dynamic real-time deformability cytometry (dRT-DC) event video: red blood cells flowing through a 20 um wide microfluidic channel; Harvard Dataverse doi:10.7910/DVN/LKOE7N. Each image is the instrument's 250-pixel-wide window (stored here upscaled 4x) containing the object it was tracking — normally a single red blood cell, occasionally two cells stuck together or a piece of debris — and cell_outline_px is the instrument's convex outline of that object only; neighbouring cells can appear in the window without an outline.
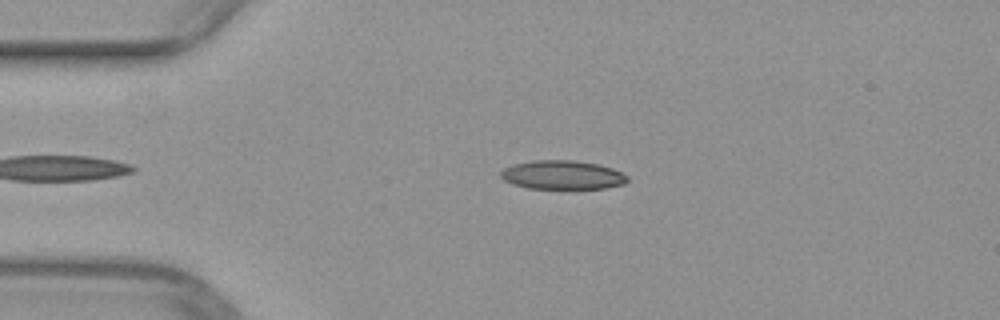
{"species": "common noctule bat (a hibernating species)", "species_latin": "Nyctalus noctula", "temperature_condition": "warm", "stored_images_in_passage": 36, "camera_frame_rate_fps": 3000, "um_per_image_px": 0.085, "animal": {"sex": "female", "body_mass_g": 29.2, "forearm_length_mm": 56.3}, "frame": {"image": 1, "passage_image": 2, "time_ms": 0.333, "image_size_px": [1000, 320], "cell_outline_px": [[628, 180], [624, 184], [604, 188], [572, 192], [528, 188], [512, 184], [504, 180], [500, 176], [500, 172], [504, 168], [512, 164], [532, 160], [572, 160], [596, 164], [612, 168], [628, 176]], "centroid_in_image_um": [47.79, 14.92], "position_along_channel_um": 37.2, "area_um2": 22.31}}
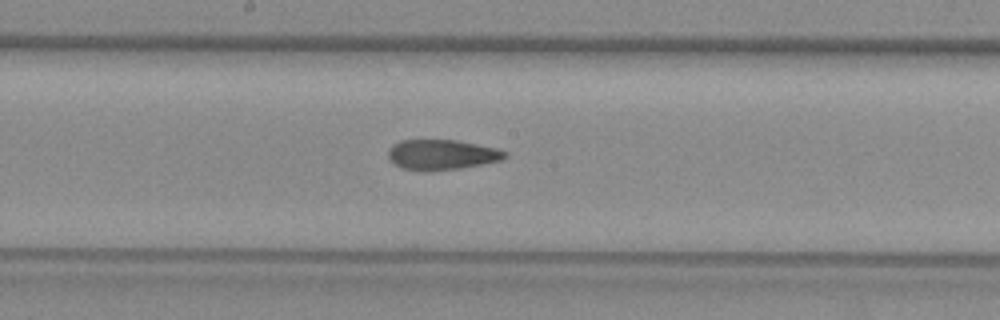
{"frame": {"image": 2, "passage_image": 17, "time_ms": 5.333, "image_size_px": [1000, 320], "cell_outline_px": [[508, 156], [500, 160], [460, 168], [424, 172], [400, 168], [388, 156], [388, 148], [392, 144], [400, 140], [456, 140], [496, 148], [508, 152]], "centroid_in_image_um": [37.52, 13.15], "position_along_channel_um": 210.7, "area_um2": 20.58}}
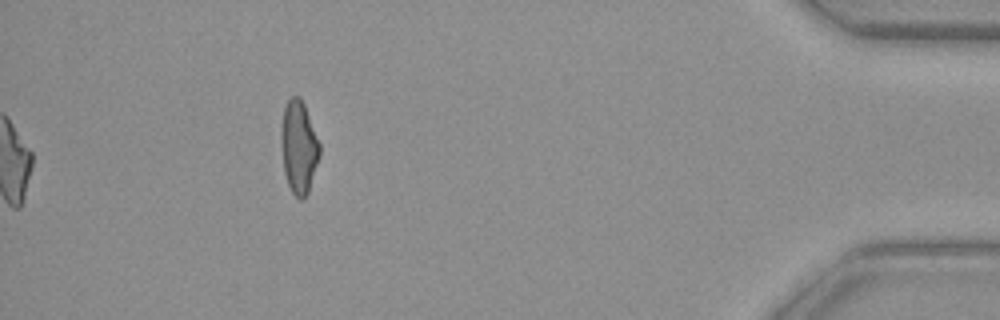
{"frame": {"image": 3, "passage_image": 36, "time_ms": 11.667, "image_size_px": [1000, 320], "cell_outline_px": [[320, 156], [308, 192], [304, 200], [300, 200], [292, 192], [288, 184], [284, 172], [280, 136], [280, 132], [284, 108], [288, 100], [292, 96], [300, 96], [304, 104], [320, 144]], "centroid_in_image_um": [25.39, 12.51], "position_along_channel_um": 409.8, "area_um2": 20.81}}